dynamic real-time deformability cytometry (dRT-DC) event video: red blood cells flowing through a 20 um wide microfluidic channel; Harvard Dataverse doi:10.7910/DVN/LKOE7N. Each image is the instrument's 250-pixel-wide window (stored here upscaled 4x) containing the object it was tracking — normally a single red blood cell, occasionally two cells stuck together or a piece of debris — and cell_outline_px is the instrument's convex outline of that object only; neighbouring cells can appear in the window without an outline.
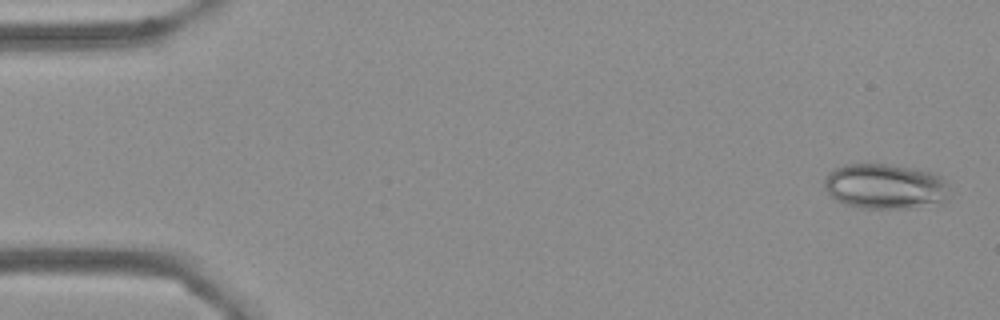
{"species": "Egyptian fruit bat (a non-hibernating species)", "species_latin": "Rousettus aegyptiacus", "temperature_condition": "cold", "stored_images_in_passage": 55, "camera_frame_rate_fps": 3000, "um_per_image_px": 0.085, "frame": {"image": 1, "passage_image": 2, "time_ms": 0.333, "image_size_px": [1000, 320], "cell_outline_px": [[948, 200], [940, 204], [908, 208], [860, 208], [844, 204], [836, 200], [824, 188], [824, 180], [828, 172], [832, 168], [844, 164], [892, 164], [916, 168], [932, 172], [940, 176], [948, 184]], "centroid_in_image_um": [75.25, 15.84], "position_along_channel_um": 9.8, "area_um2": 33.58}}
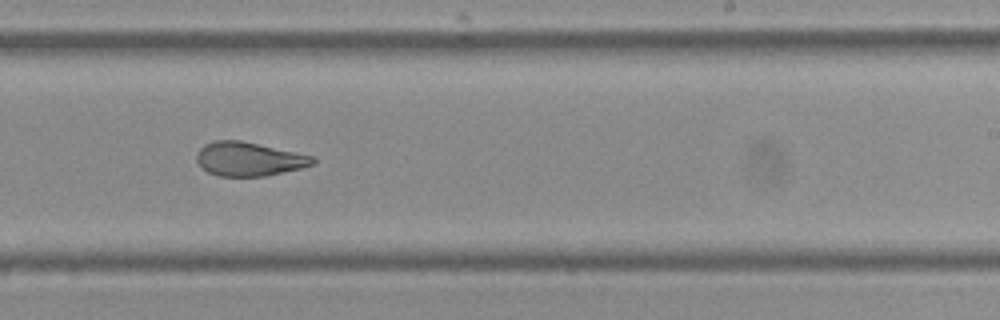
{"frame": {"image": 2, "passage_image": 34, "time_ms": 11.0, "image_size_px": [1000, 320], "cell_outline_px": [[316, 164], [300, 168], [264, 176], [220, 176], [208, 172], [196, 160], [196, 152], [204, 144], [212, 140], [240, 140], [316, 156]], "centroid_in_image_um": [21.17, 13.5], "position_along_channel_um": 267.8, "area_um2": 23.0}}
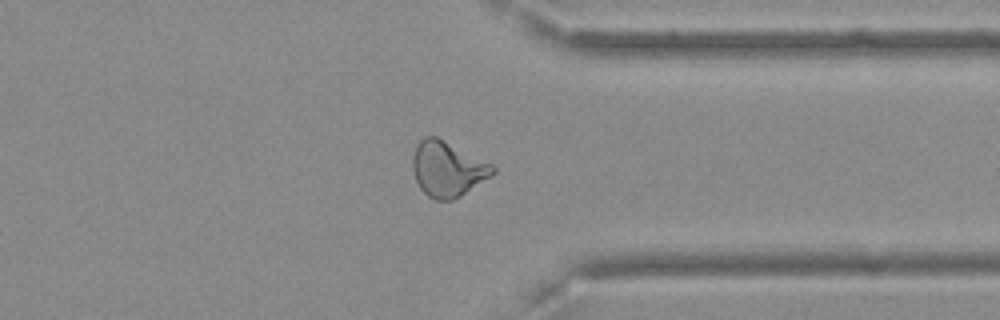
{"frame": {"image": 3, "passage_image": 43, "time_ms": 14.0, "image_size_px": [1000, 320], "cell_outline_px": [[496, 172], [460, 196], [452, 200], [436, 200], [428, 196], [420, 188], [416, 180], [412, 168], [412, 156], [416, 144], [424, 136], [436, 136], [492, 164], [496, 168]], "centroid_in_image_um": [38.01, 14.35], "position_along_channel_um": 373.4, "area_um2": 25.61}, "authors_computed_cell_mechanics": {"area_um2": 25.6054, "velocity_mm_per_s": 3.6238, "shape_relaxation_time_tau1_ms": null, "shape_relaxation_time_tau2_ms": 2.2296, "deformation_change_tau1": null, "deformation_change_tau2": 0.0978}}